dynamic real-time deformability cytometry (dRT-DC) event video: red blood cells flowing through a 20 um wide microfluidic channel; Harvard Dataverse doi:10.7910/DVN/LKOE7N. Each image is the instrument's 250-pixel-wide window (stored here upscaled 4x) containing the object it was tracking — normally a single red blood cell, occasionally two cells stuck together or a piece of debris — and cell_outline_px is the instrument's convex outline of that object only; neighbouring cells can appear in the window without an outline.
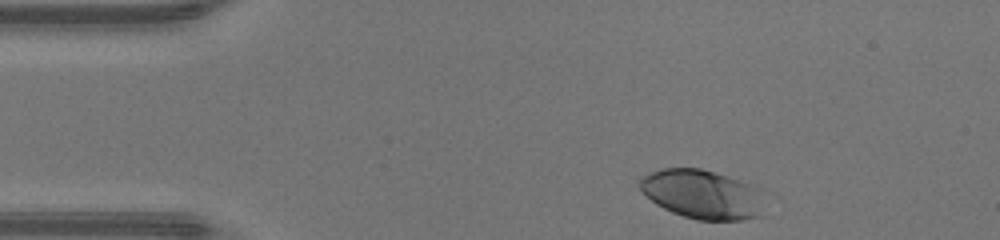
{"species": "human", "species_latin": "Homo sapiens", "temperature_condition": "warm", "stored_images_in_passage": 33, "camera_frame_rate_fps": 3000, "um_per_image_px": 0.085, "donor": {"sex": "male"}, "frame": {"image": 1, "passage_image": 1, "time_ms": 0.0, "image_size_px": [1000, 240], "cell_outline_px": [[760, 216], [740, 220], [696, 220], [672, 212], [656, 204], [636, 184], [644, 176], [660, 168], [700, 168], [760, 188]], "centroid_in_image_um": [59.64, 16.52], "position_along_channel_um": 25.4, "area_um2": 34.97}}
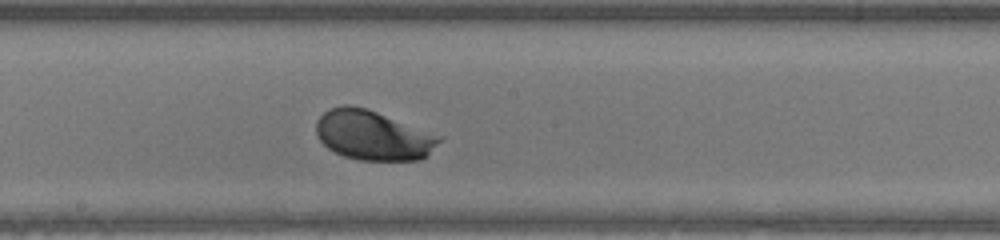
{"frame": {"image": 2, "passage_image": 19, "time_ms": 6.0, "image_size_px": [1000, 240], "cell_outline_px": [[444, 136], [420, 160], [360, 160], [344, 156], [328, 148], [320, 140], [316, 132], [316, 120], [328, 108], [344, 104], [352, 104], [368, 108]], "centroid_in_image_um": [31.68, 11.46], "position_along_channel_um": 216.5, "area_um2": 35.72}}
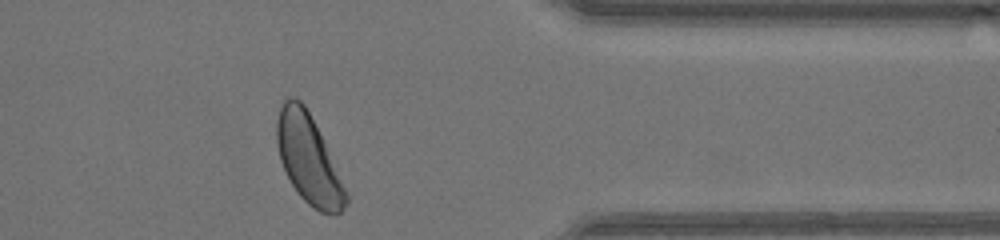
{"frame": {"image": 3, "passage_image": 32, "time_ms": 10.333, "image_size_px": [1000, 240], "cell_outline_px": [[348, 204], [340, 212], [320, 212], [312, 208], [300, 196], [292, 184], [280, 160], [276, 140], [276, 120], [280, 108], [284, 100], [288, 96], [292, 96], [300, 100], [304, 104], [324, 144], [348, 196]], "centroid_in_image_um": [26.17, 13.52], "position_along_channel_um": 385.2, "area_um2": 34.62}, "authors_computed_cell_mechanics": {"area_um2": 34.969, "velocity_mm_per_s": 4.3131, "shape_relaxation_time_tau1_ms": 1.1643, "shape_relaxation_time_tau2_ms": null, "deformation_change_tau1": 0.1144, "deformation_change_tau2": null}}